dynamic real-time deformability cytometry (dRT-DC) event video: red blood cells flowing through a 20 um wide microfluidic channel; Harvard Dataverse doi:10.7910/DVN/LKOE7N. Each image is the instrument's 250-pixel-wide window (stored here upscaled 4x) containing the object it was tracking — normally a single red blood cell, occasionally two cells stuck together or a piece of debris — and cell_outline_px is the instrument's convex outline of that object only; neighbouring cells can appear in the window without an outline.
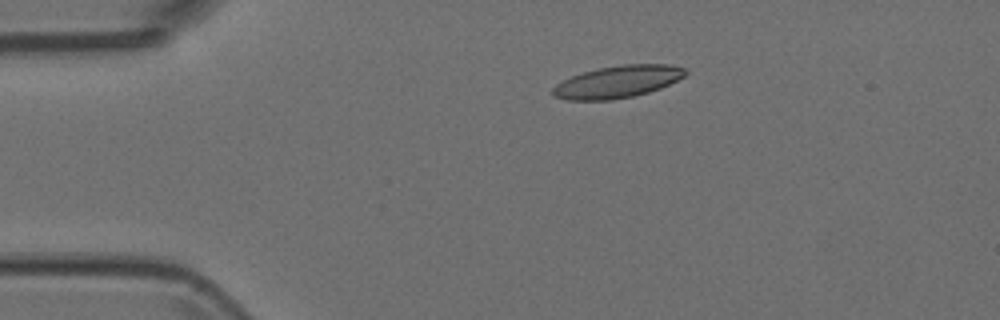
{"species": "Egyptian fruit bat (a non-hibernating species)", "species_latin": "Rousettus aegyptiacus", "temperature_condition": "room temperature", "stored_images_in_passage": 3, "camera_frame_rate_fps": 3000, "um_per_image_px": 0.085, "animal": {"sex": "female"}, "frame": {"image": 1, "passage_image": 1, "time_ms": 0.0, "image_size_px": [1000, 320], "cell_outline_px": [[688, 72], [684, 76], [660, 88], [648, 92], [632, 96], [612, 100], [568, 100], [556, 96], [552, 92], [552, 88], [556, 84], [572, 76], [584, 72], [600, 68], [624, 64], [668, 64], [688, 68]], "centroid_in_image_um": [52.53, 6.94], "position_along_channel_um": 32.5, "area_um2": 24.62}}
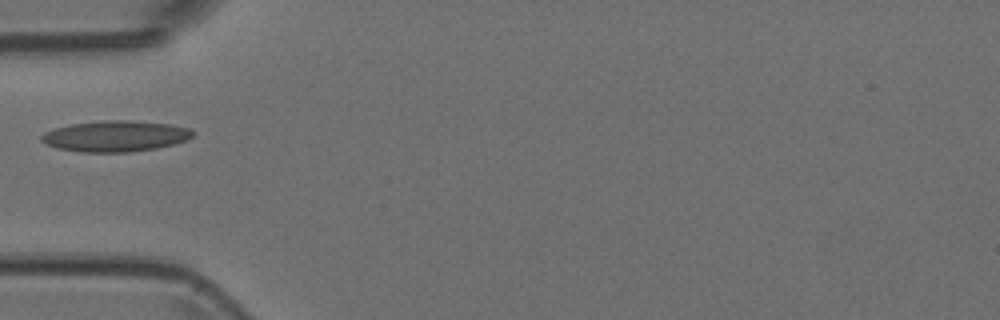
{"frame": {"image": 2, "passage_image": 3, "time_ms": 0.667, "image_size_px": [1000, 320], "cell_outline_px": [[196, 132], [188, 140], [156, 148], [128, 152], [80, 152], [60, 148], [48, 144], [40, 140], [40, 136], [44, 132], [56, 128], [72, 124], [104, 120], [132, 120], [172, 124], [188, 128]], "centroid_in_image_um": [9.84, 11.56], "position_along_channel_um": 75.2, "area_um2": 27.22}}